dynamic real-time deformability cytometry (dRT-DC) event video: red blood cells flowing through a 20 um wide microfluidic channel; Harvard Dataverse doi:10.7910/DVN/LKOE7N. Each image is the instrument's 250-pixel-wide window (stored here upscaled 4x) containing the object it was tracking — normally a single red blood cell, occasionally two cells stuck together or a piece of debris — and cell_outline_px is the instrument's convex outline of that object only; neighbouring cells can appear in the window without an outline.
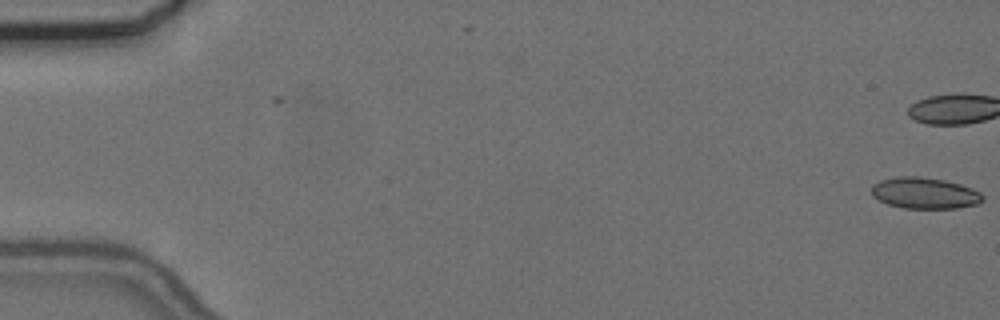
{"species": "common noctule bat (a hibernating species)", "species_latin": "Nyctalus noctula", "temperature_condition": "cold", "stored_images_in_passage": 2, "camera_frame_rate_fps": 3000, "um_per_image_px": 0.085, "animal": {"sex": "female", "body_mass_g": 24.6, "forearm_length_mm": 56.2}, "frame": {"image": 1, "passage_image": 2, "time_ms": 0.333, "image_size_px": [1000, 320], "cell_outline_px": [[984, 200], [976, 204], [956, 208], [904, 208], [888, 204], [872, 196], [872, 184], [880, 180], [896, 176], [916, 176], [944, 180], [960, 184], [980, 192], [984, 196]], "centroid_in_image_um": [78.58, 16.41], "position_along_channel_um": 6.4, "area_um2": 20.17}}